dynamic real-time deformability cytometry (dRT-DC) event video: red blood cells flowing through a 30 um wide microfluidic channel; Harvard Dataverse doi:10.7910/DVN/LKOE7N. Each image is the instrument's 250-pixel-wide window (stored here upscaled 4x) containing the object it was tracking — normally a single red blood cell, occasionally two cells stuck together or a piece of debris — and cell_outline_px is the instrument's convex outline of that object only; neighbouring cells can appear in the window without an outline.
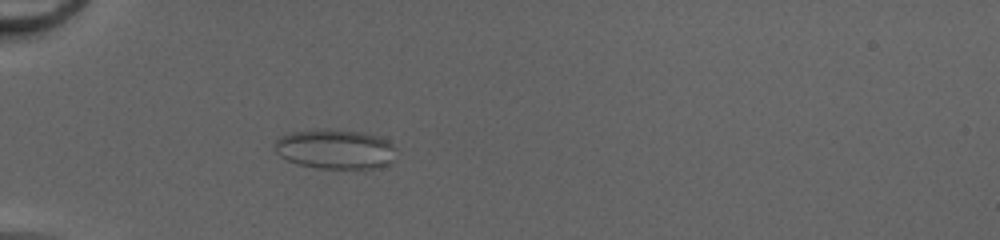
{"species": "common noctule bat (a hibernating species)", "species_latin": "Nyctalus noctula", "temperature_condition": "cold", "stored_images_in_passage": 53, "camera_frame_rate_fps": 3000, "um_per_image_px": 0.085, "animal": {"sex": "female", "body_mass_g": 20.0, "forearm_length_mm": 54.0}, "frame": {"image": 1, "passage_image": 19, "time_ms": 6.0, "image_size_px": [1000, 240], "cell_outline_px": [[396, 148], [392, 164], [380, 168], [316, 168], [296, 164], [280, 156], [276, 152], [276, 136], [288, 132], [316, 128], [328, 128], [364, 132], [380, 136], [388, 140]], "centroid_in_image_um": [28.5, 12.65], "position_along_channel_um": 56.5, "area_um2": 28.9}}
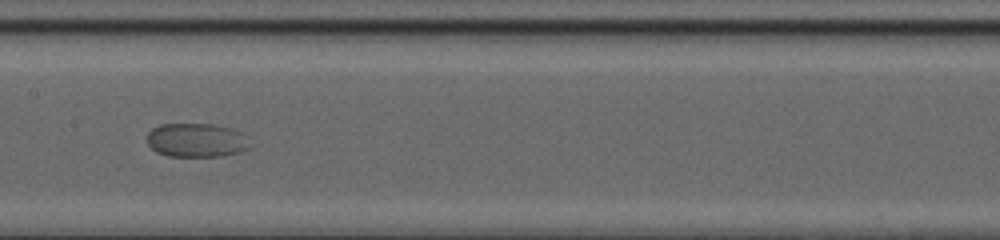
{"frame": {"image": 2, "passage_image": 30, "time_ms": 9.667, "image_size_px": [1000, 240], "cell_outline_px": [[256, 144], [252, 148], [240, 152], [224, 156], [168, 156], [156, 152], [148, 144], [148, 132], [152, 128], [160, 124], [216, 124], [232, 128], [244, 132]], "centroid_in_image_um": [16.83, 11.91], "position_along_channel_um": 190.6, "area_um2": 21.04}}
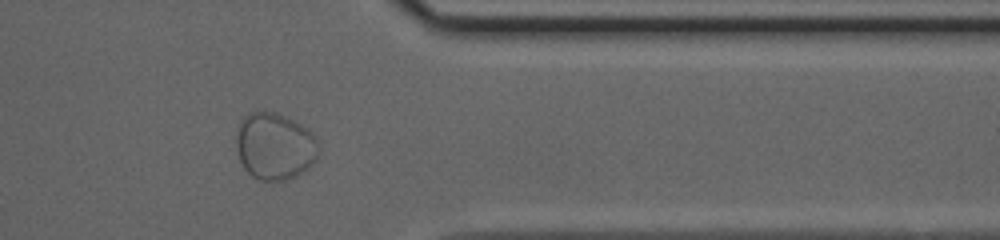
{"frame": {"image": 3, "passage_image": 45, "time_ms": 14.667, "image_size_px": [1000, 240], "cell_outline_px": [[320, 152], [316, 160], [308, 168], [296, 176], [284, 180], [260, 180], [252, 176], [244, 168], [240, 160], [236, 148], [236, 136], [240, 120], [244, 116], [252, 112], [276, 112], [308, 128], [312, 132], [316, 140]], "centroid_in_image_um": [23.36, 12.43], "position_along_channel_um": 388.0, "area_um2": 32.19}}